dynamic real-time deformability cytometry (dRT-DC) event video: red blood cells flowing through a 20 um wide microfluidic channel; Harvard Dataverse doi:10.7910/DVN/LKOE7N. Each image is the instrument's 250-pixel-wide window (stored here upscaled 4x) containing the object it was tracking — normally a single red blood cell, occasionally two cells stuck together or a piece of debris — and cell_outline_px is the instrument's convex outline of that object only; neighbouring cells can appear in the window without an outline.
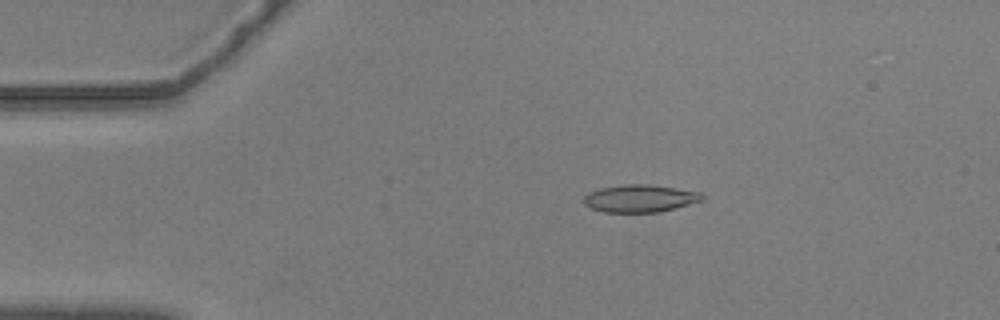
{"species": "common noctule bat (a hibernating species)", "species_latin": "Nyctalus noctula", "temperature_condition": "warm", "stored_images_in_passage": 42, "camera_frame_rate_fps": 3000, "um_per_image_px": 0.085, "animal": {"sex": "male", "body_mass_g": 20.5, "forearm_length_mm": 52.5}, "frame": {"image": 1, "passage_image": 5, "time_ms": 1.333, "image_size_px": [1000, 320], "cell_outline_px": [[704, 200], [676, 208], [656, 212], [604, 212], [592, 208], [584, 204], [584, 196], [588, 192], [600, 188], [628, 184], [648, 184], [700, 192], [704, 196]], "centroid_in_image_um": [54.4, 16.86], "position_along_channel_um": 30.6, "area_um2": 18.84}}
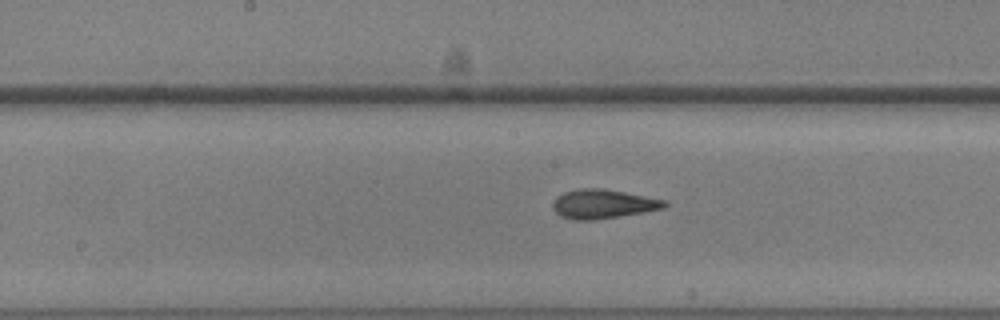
{"frame": {"image": 2, "passage_image": 23, "time_ms": 7.333, "image_size_px": [1000, 320], "cell_outline_px": [[668, 204], [664, 208], [644, 212], [592, 220], [572, 220], [560, 216], [552, 208], [552, 204], [556, 196], [564, 192], [580, 188], [604, 188], [668, 200]], "centroid_in_image_um": [51.25, 17.33], "position_along_channel_um": 196.9, "area_um2": 19.13}}
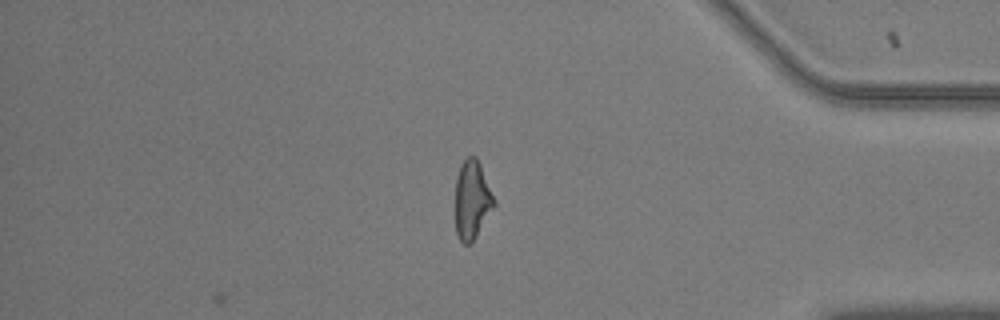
{"frame": {"image": 3, "passage_image": 42, "time_ms": 13.667, "image_size_px": [1000, 320], "cell_outline_px": [[496, 204], [472, 244], [464, 244], [460, 240], [456, 232], [456, 176], [460, 164], [468, 156], [476, 156], [480, 164], [496, 200]], "centroid_in_image_um": [40.14, 16.99], "position_along_channel_um": 395.1, "area_um2": 17.92}, "authors_computed_cell_mechanics": {"area_um2": 18.2937, "velocity_mm_per_s": 3.5857, "shape_relaxation_time_tau1_ms": 5.2217, "shape_relaxation_time_tau2_ms": 2.3096, "deformation_change_tau1": 0.1796, "deformation_change_tau2": 0.1177}}